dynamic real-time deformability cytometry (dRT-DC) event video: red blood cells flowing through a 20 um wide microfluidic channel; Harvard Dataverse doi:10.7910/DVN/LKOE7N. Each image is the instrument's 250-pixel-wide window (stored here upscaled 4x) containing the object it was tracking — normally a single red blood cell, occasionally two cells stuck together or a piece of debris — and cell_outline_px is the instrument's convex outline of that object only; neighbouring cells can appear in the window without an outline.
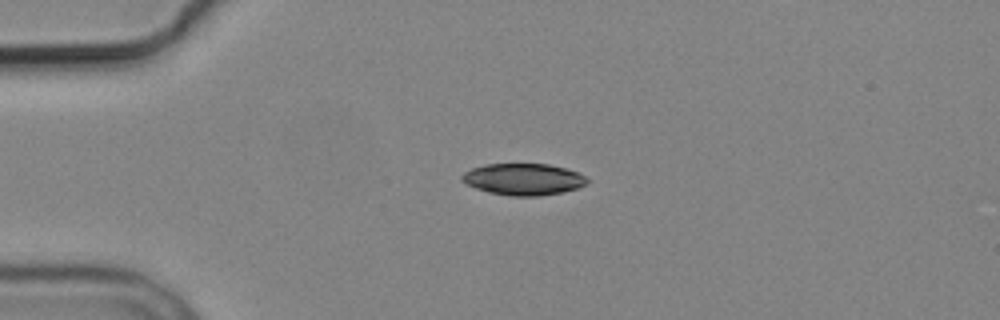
{"species": "common noctule bat (a hibernating species)", "species_latin": "Nyctalus noctula", "temperature_condition": "cold", "stored_images_in_passage": 5, "camera_frame_rate_fps": 3000, "um_per_image_px": 0.085, "animal": {"sex": "male", "body_mass_g": 19.2, "forearm_length_mm": 51.8}, "frame": {"image": 1, "passage_image": 2, "time_ms": 1.0, "image_size_px": [1000, 320], "cell_outline_px": [[588, 184], [576, 188], [560, 192], [540, 196], [512, 196], [488, 192], [476, 188], [460, 180], [460, 176], [464, 172], [472, 168], [484, 164], [548, 164], [580, 172], [588, 180]], "centroid_in_image_um": [44.48, 15.23], "position_along_channel_um": 40.5, "area_um2": 23.06}}
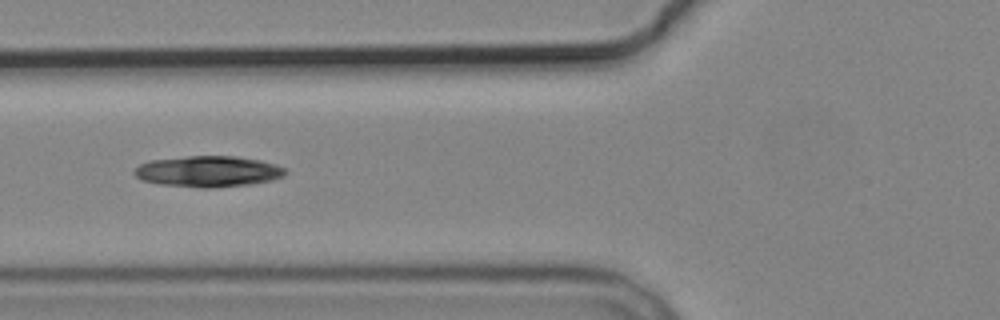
{"frame": {"image": 2, "passage_image": 4, "time_ms": 3.667, "image_size_px": [1000, 320], "cell_outline_px": [[288, 172], [284, 176], [272, 180], [252, 184], [212, 188], [204, 188], [160, 184], [140, 180], [132, 172], [140, 164], [152, 160], [188, 156], [236, 156], [260, 160], [276, 164], [284, 168]], "centroid_in_image_um": [17.72, 14.57], "position_along_channel_um": 108.1, "area_um2": 27.4}}
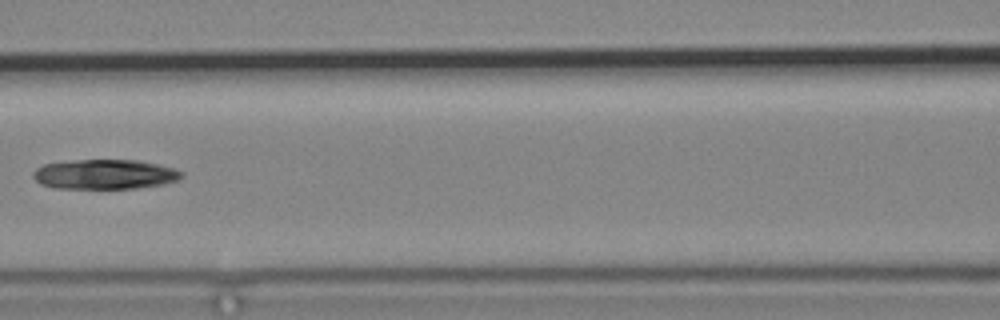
{"frame": {"image": 3, "passage_image": 5, "time_ms": 5.0, "image_size_px": [1000, 320], "cell_outline_px": [[184, 176], [180, 180], [164, 184], [136, 188], [52, 188], [40, 184], [32, 176], [32, 172], [36, 168], [44, 164], [72, 160], [140, 160], [176, 168], [184, 172]], "centroid_in_image_um": [8.94, 14.81], "position_along_channel_um": 157.7, "area_um2": 26.07}}